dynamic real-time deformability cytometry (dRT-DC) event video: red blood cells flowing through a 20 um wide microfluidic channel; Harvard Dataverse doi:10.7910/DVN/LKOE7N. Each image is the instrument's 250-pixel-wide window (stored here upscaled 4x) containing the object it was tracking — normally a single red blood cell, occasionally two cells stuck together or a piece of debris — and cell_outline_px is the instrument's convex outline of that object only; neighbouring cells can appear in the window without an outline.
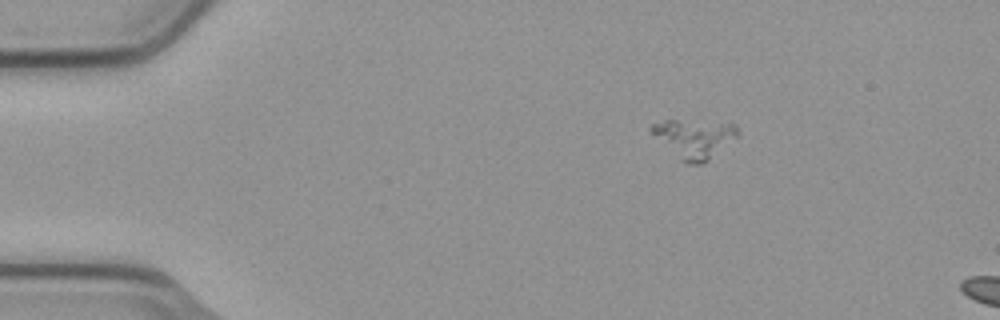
{"species": "common noctule bat (a hibernating species)", "species_latin": "Nyctalus noctula", "temperature_condition": "cold", "stored_images_in_passage": 4, "camera_frame_rate_fps": 3000, "um_per_image_px": 0.085, "animal": {"sex": "male", "body_mass_g": 23.1, "forearm_length_mm": 52.7}, "frame": {"image": 1, "passage_image": 1, "time_ms": 0.0, "image_size_px": [1000, 320], "cell_outline_px": [[736, 136], [708, 160], [700, 164], [688, 164], [680, 160], [652, 132], [652, 124], [664, 120], [676, 120], [736, 124]], "centroid_in_image_um": [58.99, 11.77], "position_along_channel_um": 26.0, "area_um2": 18.55}}